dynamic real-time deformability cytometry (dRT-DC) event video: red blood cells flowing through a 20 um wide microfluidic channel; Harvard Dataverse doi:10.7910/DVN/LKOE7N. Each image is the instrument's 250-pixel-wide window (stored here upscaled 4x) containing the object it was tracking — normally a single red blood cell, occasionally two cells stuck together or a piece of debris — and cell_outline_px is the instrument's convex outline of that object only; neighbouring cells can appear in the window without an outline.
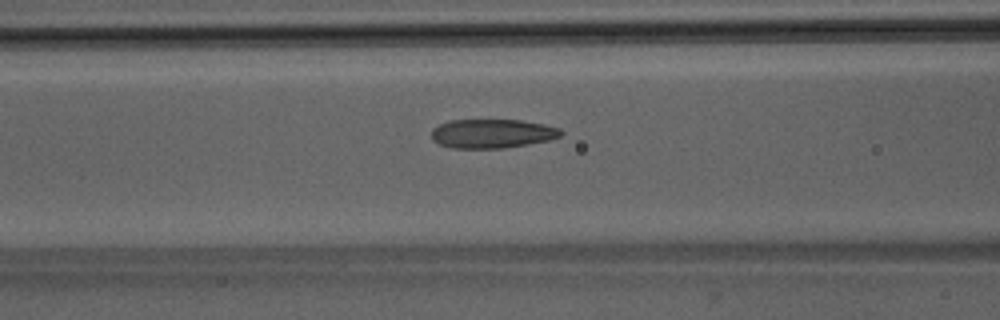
{"species": "Egyptian fruit bat (a non-hibernating species)", "species_latin": "Rousettus aegyptiacus", "temperature_condition": "room temperature", "stored_images_in_passage": 51, "camera_frame_rate_fps": 3000, "um_per_image_px": 0.085, "animal": {"sex": "male"}, "frame": {"image": 1, "passage_image": 21, "time_ms": 6.667, "image_size_px": [1000, 320], "cell_outline_px": [[564, 132], [560, 136], [548, 140], [500, 148], [456, 148], [440, 144], [432, 136], [432, 128], [440, 124], [452, 120], [520, 120], [560, 128]], "centroid_in_image_um": [41.83, 11.34], "position_along_channel_um": 124.8, "area_um2": 21.39}}
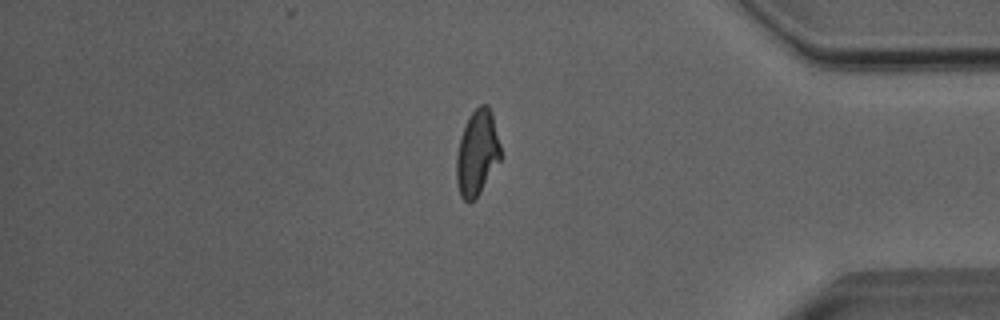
{"frame": {"image": 2, "passage_image": 43, "time_ms": 14.0, "image_size_px": [1000, 320], "cell_outline_px": [[500, 160], [480, 192], [472, 200], [464, 200], [460, 196], [456, 180], [456, 156], [460, 136], [472, 112], [480, 104], [488, 104], [492, 112], [500, 144]], "centroid_in_image_um": [40.55, 12.97], "position_along_channel_um": 394.7, "area_um2": 21.73}}
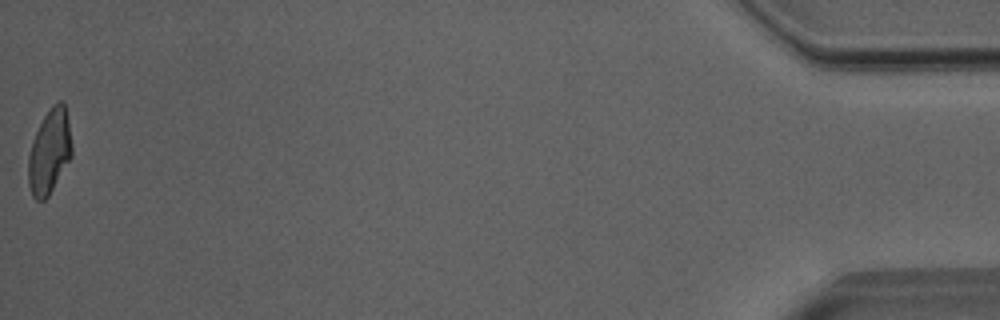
{"frame": {"image": 3, "passage_image": 51, "time_ms": 16.667, "image_size_px": [1000, 320], "cell_outline_px": [[72, 156], [48, 196], [44, 200], [36, 200], [32, 196], [28, 184], [28, 156], [32, 140], [44, 116], [52, 104], [60, 100], [64, 104], [68, 124], [72, 148]], "centroid_in_image_um": [4.18, 12.91], "position_along_channel_um": 431.0, "area_um2": 21.21}, "authors_computed_cell_mechanics": {"area_um2": 21.8484, "velocity_mm_per_s": 4.0422, "shape_relaxation_time_tau1_ms": 6.6377, "shape_relaxation_time_tau2_ms": 1.5807, "deformation_change_tau1": 0.1819, "deformation_change_tau2": 0.0843}}